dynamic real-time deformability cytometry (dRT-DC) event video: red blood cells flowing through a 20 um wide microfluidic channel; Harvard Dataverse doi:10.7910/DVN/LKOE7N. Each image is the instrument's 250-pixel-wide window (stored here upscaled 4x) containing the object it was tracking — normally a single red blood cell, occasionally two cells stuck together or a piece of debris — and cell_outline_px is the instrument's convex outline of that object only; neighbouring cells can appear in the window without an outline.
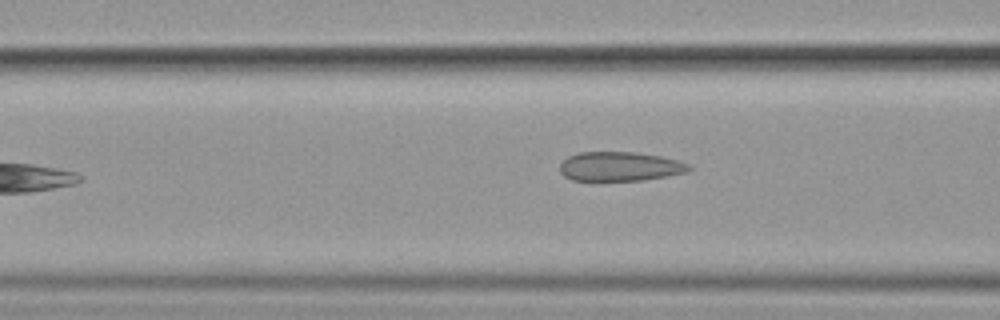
{"species": "common noctule bat (a hibernating species)", "species_latin": "Nyctalus noctula", "temperature_condition": "cold", "stored_images_in_passage": 4, "camera_frame_rate_fps": 3000, "um_per_image_px": 0.085, "animal": {"sex": "female", "body_mass_g": 19.9}, "frame": {"image": 1, "passage_image": 4, "time_ms": 3.333, "image_size_px": [1000, 320], "cell_outline_px": [[692, 168], [688, 172], [644, 180], [572, 180], [564, 176], [560, 172], [560, 164], [568, 156], [580, 152], [636, 152], [660, 156], [692, 164]], "centroid_in_image_um": [52.71, 14.14], "position_along_channel_um": 113.9, "area_um2": 22.02}}